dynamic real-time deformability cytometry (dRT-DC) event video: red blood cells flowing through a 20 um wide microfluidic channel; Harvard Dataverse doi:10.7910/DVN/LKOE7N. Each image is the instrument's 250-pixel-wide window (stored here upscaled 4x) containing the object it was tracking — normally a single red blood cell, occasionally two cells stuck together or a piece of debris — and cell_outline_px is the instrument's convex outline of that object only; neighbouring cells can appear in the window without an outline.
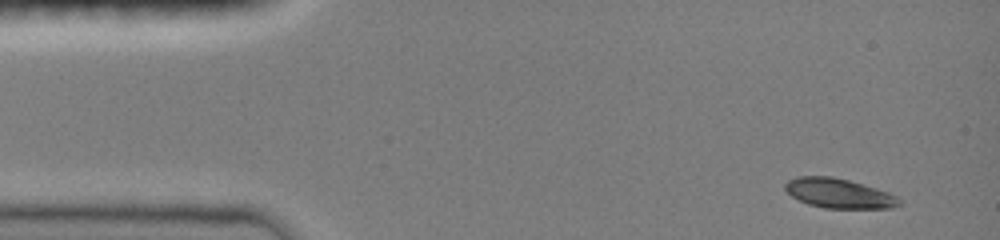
{"species": "common noctule bat (a hibernating species)", "species_latin": "Nyctalus noctula", "temperature_condition": "room temperature", "stored_images_in_passage": 5, "camera_frame_rate_fps": 3000, "um_per_image_px": 0.085, "animal": {"sex": "female", "body_mass_g": 19.0, "forearm_length_mm": 51.5}, "frame": {"image": 1, "passage_image": 1, "time_ms": 0.0, "image_size_px": [1000, 240], "cell_outline_px": [[904, 204], [892, 208], [824, 208], [808, 204], [792, 196], [784, 188], [784, 184], [788, 180], [796, 176], [832, 176], [848, 180], [876, 188], [888, 192], [896, 196]], "centroid_in_image_um": [71.31, 16.43], "position_along_channel_um": 13.7, "area_um2": 19.71}}
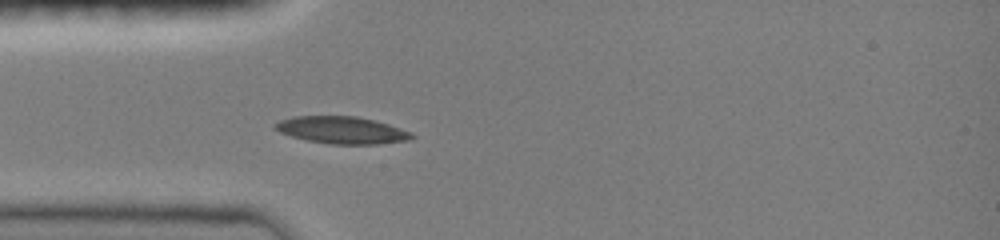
{"frame": {"image": 2, "passage_image": 5, "time_ms": 3.333, "image_size_px": [1000, 240], "cell_outline_px": [[416, 136], [412, 140], [380, 144], [332, 144], [308, 140], [292, 136], [280, 132], [272, 128], [272, 124], [280, 120], [292, 116], [356, 116], [388, 124], [412, 132]], "centroid_in_image_um": [29.07, 11.06], "position_along_channel_um": 55.9, "area_um2": 21.73}}